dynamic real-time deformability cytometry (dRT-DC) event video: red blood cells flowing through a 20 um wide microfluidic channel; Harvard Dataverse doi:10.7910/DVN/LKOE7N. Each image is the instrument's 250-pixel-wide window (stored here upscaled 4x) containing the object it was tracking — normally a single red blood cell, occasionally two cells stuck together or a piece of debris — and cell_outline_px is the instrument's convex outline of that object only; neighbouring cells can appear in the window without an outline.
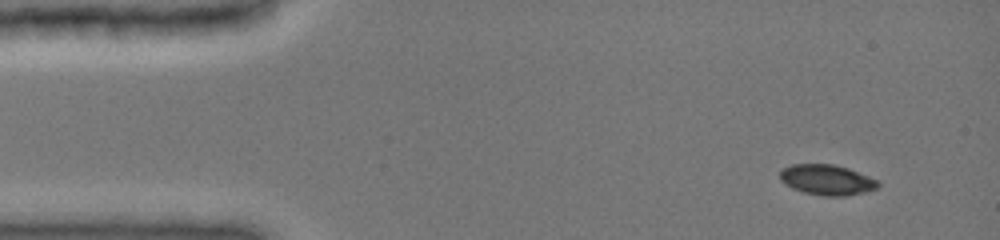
{"species": "common noctule bat (a hibernating species)", "species_latin": "Nyctalus noctula", "temperature_condition": "cold", "stored_images_in_passage": 45, "camera_frame_rate_fps": 3000, "um_per_image_px": 0.085, "animal": {"sex": "female", "body_mass_g": 19.0, "forearm_length_mm": 51.5}, "frame": {"image": 1, "passage_image": 1, "time_ms": 0.0, "image_size_px": [1000, 240], "cell_outline_px": [[880, 184], [876, 188], [864, 192], [844, 196], [820, 196], [804, 192], [792, 188], [784, 184], [780, 180], [780, 172], [784, 168], [792, 164], [832, 164], [848, 168], [868, 176], [876, 180]], "centroid_in_image_um": [70.25, 15.29], "position_along_channel_um": 14.7, "area_um2": 17.28}}
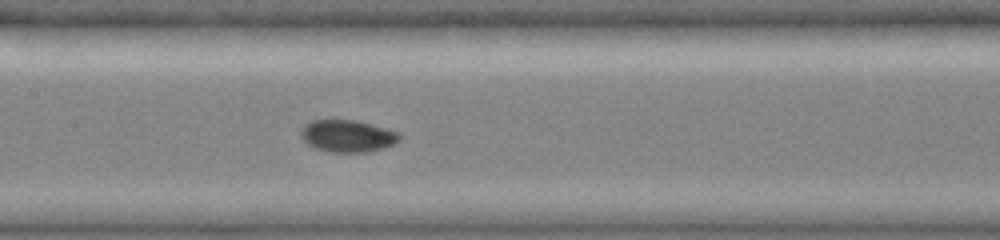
{"frame": {"image": 2, "passage_image": 20, "time_ms": 6.333, "image_size_px": [1000, 240], "cell_outline_px": [[400, 140], [384, 148], [368, 152], [328, 152], [316, 148], [308, 144], [300, 136], [300, 132], [304, 124], [312, 120], [356, 120], [400, 132]], "centroid_in_image_um": [29.53, 11.56], "position_along_channel_um": 177.9, "area_um2": 18.5}}
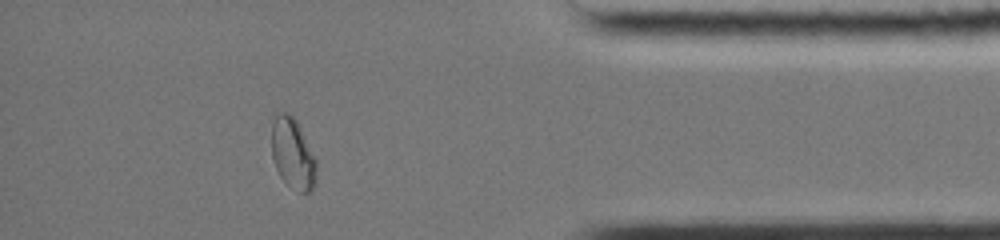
{"frame": {"image": 3, "passage_image": 39, "time_ms": 12.667, "image_size_px": [1000, 240], "cell_outline_px": [[316, 184], [308, 192], [300, 192], [288, 184], [280, 176], [272, 160], [272, 124], [276, 112], [288, 112], [296, 120], [316, 160]], "centroid_in_image_um": [24.87, 13.05], "position_along_channel_um": 410.3, "area_um2": 18.32}, "authors_computed_cell_mechanics": {"area_um2": 18.0336, "velocity_mm_per_s": 3.9949, "shape_relaxation_time_tau1_ms": 5.3945, "shape_relaxation_time_tau2_ms": null, "deformation_change_tau1": 0.1091, "deformation_change_tau2": null}}